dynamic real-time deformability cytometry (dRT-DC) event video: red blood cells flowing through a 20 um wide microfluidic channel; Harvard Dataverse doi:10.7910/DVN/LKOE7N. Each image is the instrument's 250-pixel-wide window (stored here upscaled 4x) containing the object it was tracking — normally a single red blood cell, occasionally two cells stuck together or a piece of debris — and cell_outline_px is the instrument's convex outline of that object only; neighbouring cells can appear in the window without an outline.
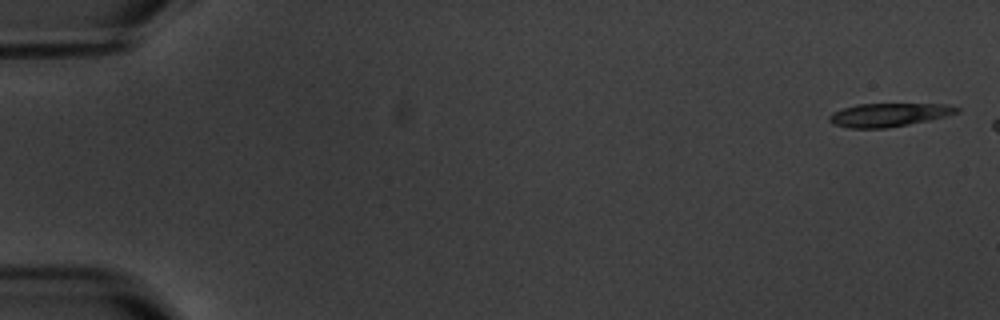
{"species": "common noctule bat (a hibernating species)", "species_latin": "Nyctalus noctula", "temperature_condition": "warm", "stored_images_in_passage": 3, "camera_frame_rate_fps": 3000, "um_per_image_px": 0.085, "animal": {"sex": "male", "body_mass_g": 20.1, "forearm_length_mm": 53.5}, "frame": {"image": 1, "passage_image": 1, "time_ms": 0.0, "image_size_px": [1000, 320], "cell_outline_px": [[960, 112], [928, 120], [888, 128], [848, 128], [832, 124], [828, 120], [828, 116], [832, 112], [856, 104], [944, 104], [960, 108]], "centroid_in_image_um": [75.49, 9.76], "position_along_channel_um": 9.5, "area_um2": 17.34}}